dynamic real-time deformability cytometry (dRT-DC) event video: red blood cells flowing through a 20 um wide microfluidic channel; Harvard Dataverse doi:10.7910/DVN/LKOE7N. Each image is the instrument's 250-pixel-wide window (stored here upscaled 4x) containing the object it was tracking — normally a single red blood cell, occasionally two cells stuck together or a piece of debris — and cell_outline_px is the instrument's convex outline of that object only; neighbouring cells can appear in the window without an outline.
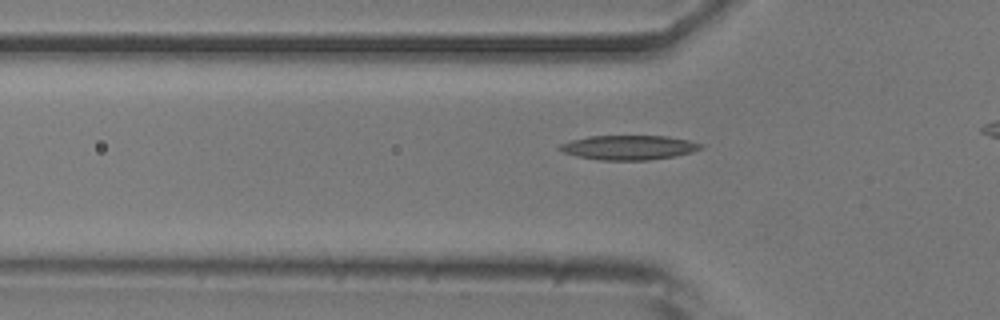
{"species": "common noctule bat (a hibernating species)", "species_latin": "Nyctalus noctula", "temperature_condition": "room temperature", "stored_images_in_passage": 32, "camera_frame_rate_fps": 3000, "um_per_image_px": 0.085, "animal": {"sex": "male", "body_mass_g": 20.5, "forearm_length_mm": 52.5}, "frame": {"image": 1, "passage_image": 6, "time_ms": 1.667, "image_size_px": [1000, 320], "cell_outline_px": [[704, 148], [692, 152], [676, 156], [648, 160], [600, 160], [576, 156], [564, 152], [556, 148], [560, 144], [572, 140], [588, 136], [668, 136], [688, 140], [704, 144]], "centroid_in_image_um": [53.47, 12.54], "position_along_channel_um": 72.3, "area_um2": 20.23}}
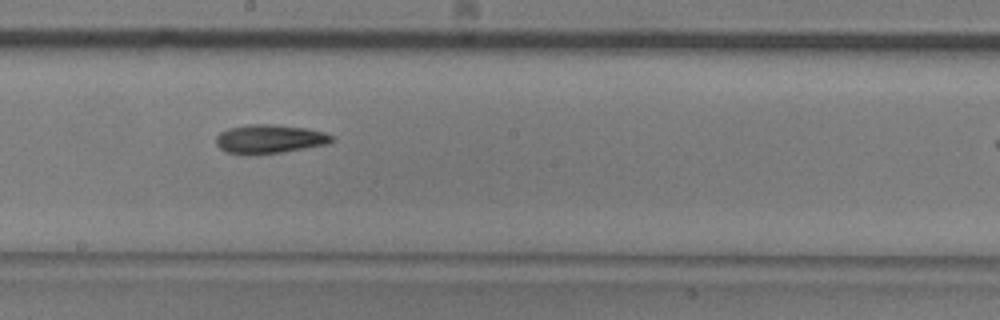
{"frame": {"image": 2, "passage_image": 18, "time_ms": 5.667, "image_size_px": [1000, 320], "cell_outline_px": [[332, 140], [328, 144], [280, 152], [248, 156], [224, 152], [216, 144], [216, 136], [220, 132], [228, 128], [248, 124], [276, 124], [308, 128], [324, 132], [332, 136]], "centroid_in_image_um": [22.85, 11.82], "position_along_channel_um": 225.3, "area_um2": 19.71}}
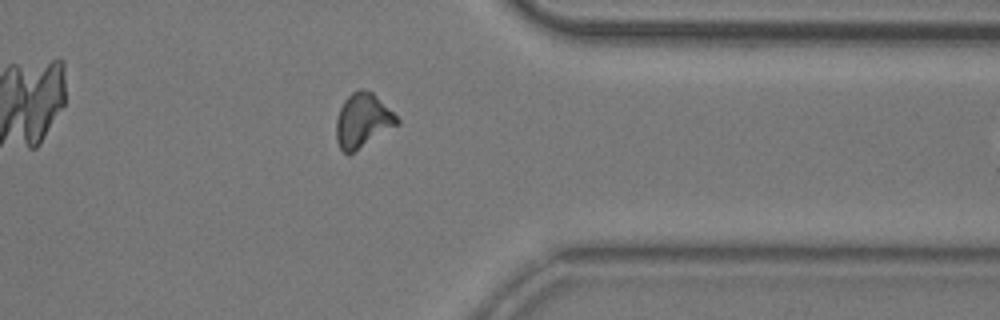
{"frame": {"image": 3, "passage_image": 31, "time_ms": 10.0, "image_size_px": [1000, 320], "cell_outline_px": [[400, 124], [348, 156], [340, 148], [336, 140], [336, 120], [340, 108], [344, 100], [352, 92], [360, 88], [364, 88], [372, 92], [400, 120]], "centroid_in_image_um": [30.82, 10.26], "position_along_channel_um": 380.6, "area_um2": 19.31}}